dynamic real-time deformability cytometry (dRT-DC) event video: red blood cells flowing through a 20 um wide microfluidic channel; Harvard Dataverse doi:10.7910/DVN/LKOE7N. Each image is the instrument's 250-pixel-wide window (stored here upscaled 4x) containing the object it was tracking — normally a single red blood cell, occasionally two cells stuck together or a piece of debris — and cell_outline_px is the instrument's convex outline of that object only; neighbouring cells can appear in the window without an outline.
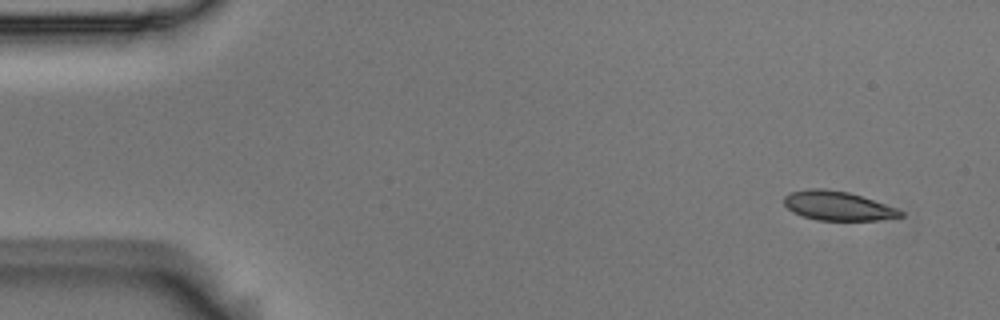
{"species": "Egyptian fruit bat (a non-hibernating species)", "species_latin": "Rousettus aegyptiacus", "temperature_condition": "room temperature", "stored_images_in_passage": 5, "camera_frame_rate_fps": 3000, "um_per_image_px": 0.085, "animal": {"sex": "male"}, "frame": {"image": 1, "passage_image": 1, "time_ms": 0.0, "image_size_px": [1000, 320], "cell_outline_px": [[904, 216], [876, 220], [816, 220], [792, 212], [784, 204], [784, 196], [792, 192], [808, 188], [824, 188], [848, 192], [896, 208], [904, 212]], "centroid_in_image_um": [71.18, 17.49], "position_along_channel_um": 13.8, "area_um2": 19.59}}
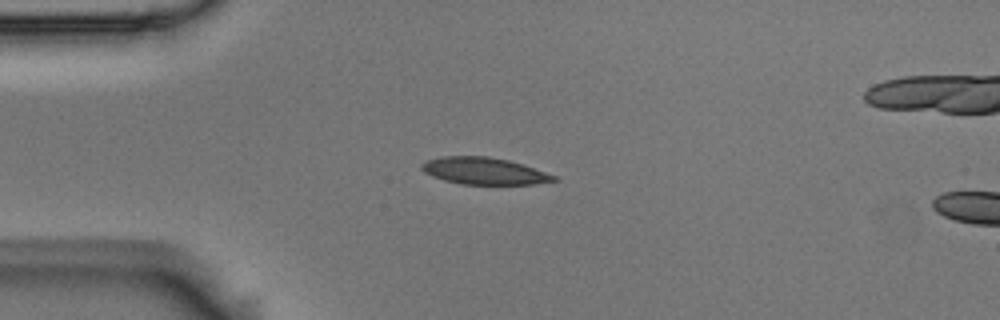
{"frame": {"image": 2, "passage_image": 4, "time_ms": 1.0, "image_size_px": [1000, 320], "cell_outline_px": [[560, 180], [532, 184], [460, 184], [444, 180], [432, 176], [424, 172], [420, 168], [420, 164], [424, 160], [440, 156], [488, 156], [508, 160], [556, 176]], "centroid_in_image_um": [41.07, 14.53], "position_along_channel_um": 43.9, "area_um2": 20.69}}